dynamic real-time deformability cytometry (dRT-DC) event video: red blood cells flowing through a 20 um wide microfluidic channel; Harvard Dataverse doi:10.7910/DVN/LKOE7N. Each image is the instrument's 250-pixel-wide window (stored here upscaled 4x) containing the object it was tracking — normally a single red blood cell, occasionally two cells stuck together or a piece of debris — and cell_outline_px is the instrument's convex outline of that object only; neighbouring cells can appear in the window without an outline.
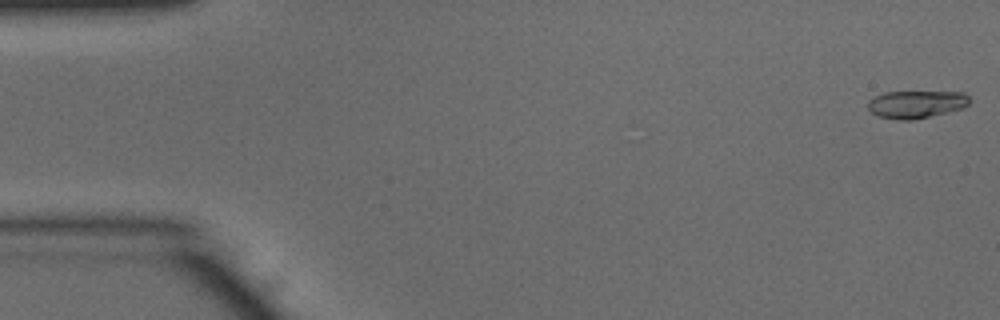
{"species": "common noctule bat (a hibernating species)", "species_latin": "Nyctalus noctula", "temperature_condition": "warm", "stored_images_in_passage": 14, "camera_frame_rate_fps": 3000, "um_per_image_px": 0.085, "animal": {"sex": "male", "body_mass_g": 15.6}, "frame": {"image": 1, "passage_image": 1, "time_ms": 0.0, "image_size_px": [1000, 320], "cell_outline_px": [[968, 104], [964, 108], [912, 120], [896, 120], [876, 116], [868, 108], [868, 100], [884, 92], [964, 92], [968, 96]], "centroid_in_image_um": [77.85, 8.87], "position_along_channel_um": 7.1, "area_um2": 16.3}}
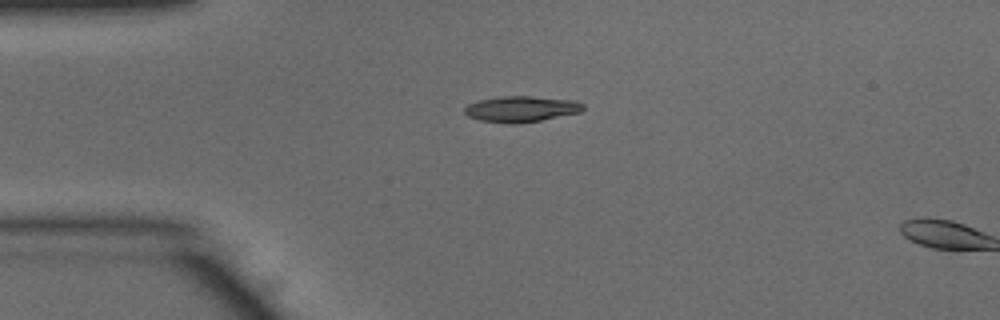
{"frame": {"image": 2, "passage_image": 12, "time_ms": 3.667, "image_size_px": [1000, 320], "cell_outline_px": [[584, 108], [580, 112], [540, 120], [516, 124], [508, 124], [480, 120], [468, 116], [464, 112], [464, 108], [468, 104], [480, 100], [500, 96], [532, 96], [576, 100], [584, 104]], "centroid_in_image_um": [44.31, 9.26], "position_along_channel_um": 40.7, "area_um2": 17.92}}